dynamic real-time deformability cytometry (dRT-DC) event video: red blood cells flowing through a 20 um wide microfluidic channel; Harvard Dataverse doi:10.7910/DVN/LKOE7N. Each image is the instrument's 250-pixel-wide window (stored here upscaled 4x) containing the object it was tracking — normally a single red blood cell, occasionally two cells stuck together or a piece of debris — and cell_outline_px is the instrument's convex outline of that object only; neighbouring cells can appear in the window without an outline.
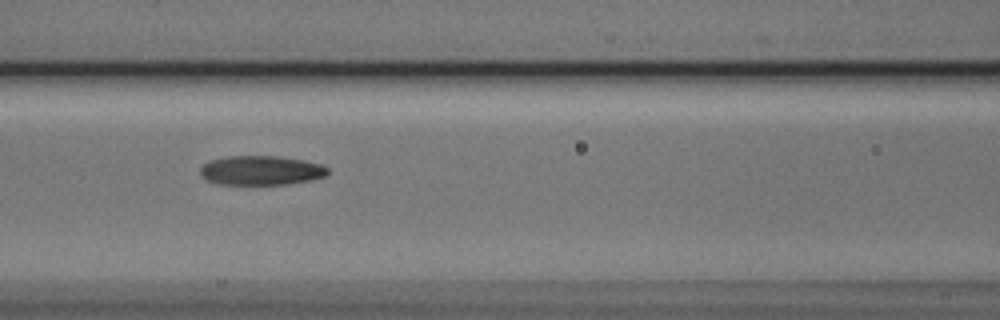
{"species": "Egyptian fruit bat (a non-hibernating species)", "species_latin": "Rousettus aegyptiacus", "temperature_condition": "cold", "stored_images_in_passage": 10, "camera_frame_rate_fps": 3000, "um_per_image_px": 0.085, "animal": {"sex": "male"}, "frame": {"image": 1, "passage_image": 6, "time_ms": 1.667, "image_size_px": [1000, 320], "cell_outline_px": [[328, 172], [324, 176], [312, 180], [288, 184], [220, 184], [208, 180], [200, 176], [200, 168], [204, 164], [212, 160], [228, 156], [276, 156], [304, 160], [320, 164], [328, 168]], "centroid_in_image_um": [22.19, 14.48], "position_along_channel_um": 144.4, "area_um2": 21.68}}
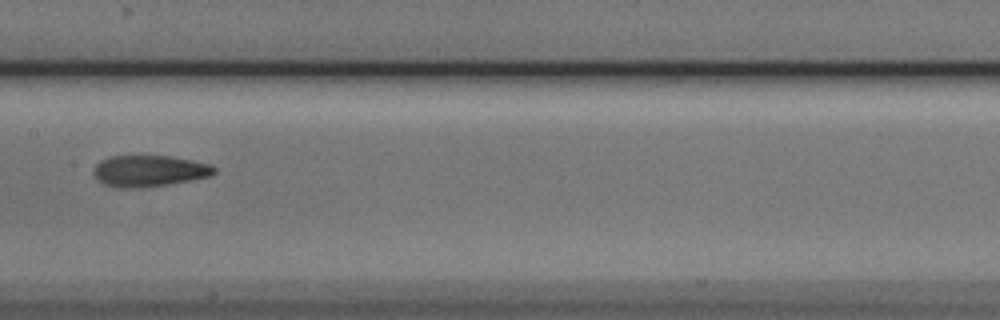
{"frame": {"image": 2, "passage_image": 7, "time_ms": 2.0, "image_size_px": [1000, 320], "cell_outline_px": [[216, 172], [212, 176], [168, 184], [140, 188], [116, 188], [104, 184], [96, 180], [92, 172], [96, 164], [100, 160], [108, 156], [168, 156], [192, 160], [212, 164], [216, 168]], "centroid_in_image_um": [12.66, 14.53], "position_along_channel_um": 194.7, "area_um2": 22.31}}
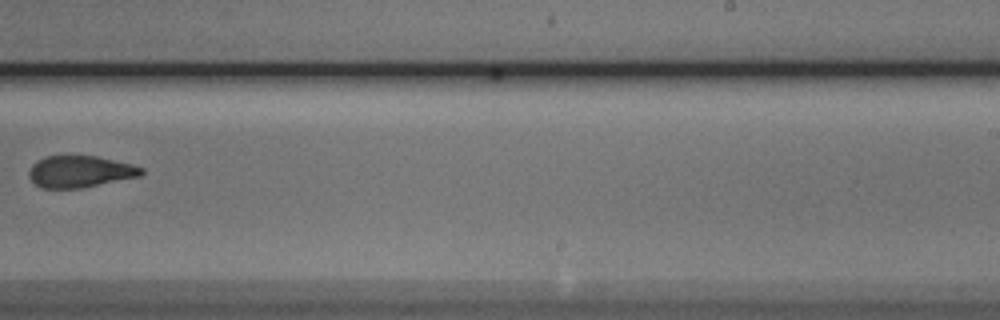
{"frame": {"image": 3, "passage_image": 9, "time_ms": 2.667, "image_size_px": [1000, 320], "cell_outline_px": [[144, 172], [140, 176], [80, 188], [40, 188], [28, 176], [28, 172], [32, 164], [36, 160], [48, 156], [96, 156], [132, 164], [144, 168]], "centroid_in_image_um": [6.79, 14.58], "position_along_channel_um": 282.2, "area_um2": 20.69}}